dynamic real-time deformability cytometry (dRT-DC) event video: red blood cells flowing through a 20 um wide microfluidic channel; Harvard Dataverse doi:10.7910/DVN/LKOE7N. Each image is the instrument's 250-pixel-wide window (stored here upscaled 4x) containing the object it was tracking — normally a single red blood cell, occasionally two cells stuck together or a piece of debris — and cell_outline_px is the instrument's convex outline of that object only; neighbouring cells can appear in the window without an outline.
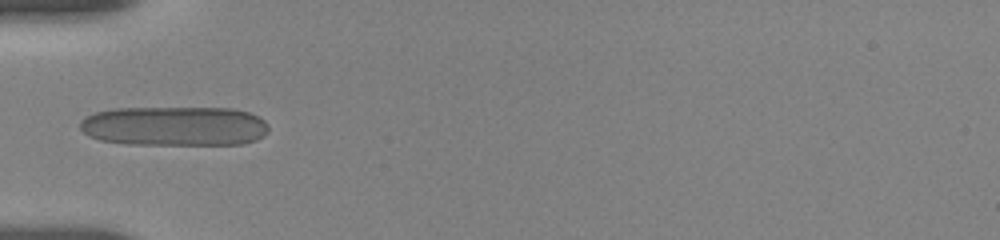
{"species": "human", "species_latin": "Homo sapiens", "temperature_condition": "room temperature", "stored_images_in_passage": 6, "camera_frame_rate_fps": 3000, "um_per_image_px": 0.085, "donor": {"sex": "female"}, "frame": {"image": 1, "passage_image": 1, "time_ms": 0.0, "image_size_px": [1000, 240], "cell_outline_px": [[268, 132], [264, 136], [256, 140], [240, 144], [128, 144], [100, 140], [88, 136], [80, 128], [80, 120], [84, 116], [96, 112], [116, 108], [232, 108], [248, 112], [260, 116], [268, 124]], "centroid_in_image_um": [14.84, 10.71], "position_along_channel_um": 70.2, "area_um2": 43.87}}
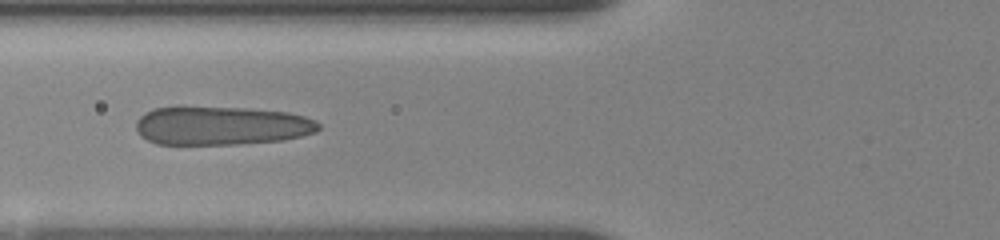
{"frame": {"image": 2, "passage_image": 4, "time_ms": 1.0, "image_size_px": [1000, 240], "cell_outline_px": [[320, 128], [316, 132], [284, 140], [240, 144], [156, 144], [140, 136], [136, 132], [136, 120], [144, 112], [152, 108], [176, 104], [180, 104], [244, 108], [288, 112], [304, 116], [320, 124]], "centroid_in_image_um": [18.71, 10.64], "position_along_channel_um": 107.1, "area_um2": 42.31}}